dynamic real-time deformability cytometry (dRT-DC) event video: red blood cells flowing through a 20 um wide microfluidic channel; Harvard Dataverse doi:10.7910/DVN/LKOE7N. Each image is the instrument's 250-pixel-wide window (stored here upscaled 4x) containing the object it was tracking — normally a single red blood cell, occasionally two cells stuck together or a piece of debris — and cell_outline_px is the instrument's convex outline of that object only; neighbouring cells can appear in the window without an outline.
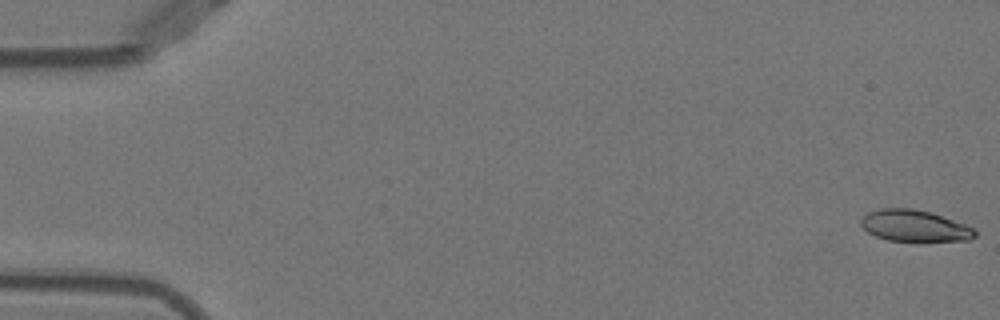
{"species": "Egyptian fruit bat (a non-hibernating species)", "species_latin": "Rousettus aegyptiacus", "temperature_condition": "warm", "stored_images_in_passage": 52, "camera_frame_rate_fps": 3000, "um_per_image_px": 0.085, "animal": {"sex": "female"}, "frame": {"image": 1, "passage_image": 1, "time_ms": 0.0, "image_size_px": [1000, 320], "cell_outline_px": [[976, 236], [968, 240], [888, 240], [876, 236], [868, 232], [860, 224], [860, 220], [868, 212], [880, 208], [912, 208], [932, 212], [976, 228]], "centroid_in_image_um": [77.74, 19.17], "position_along_channel_um": 7.3, "area_um2": 20.75}}
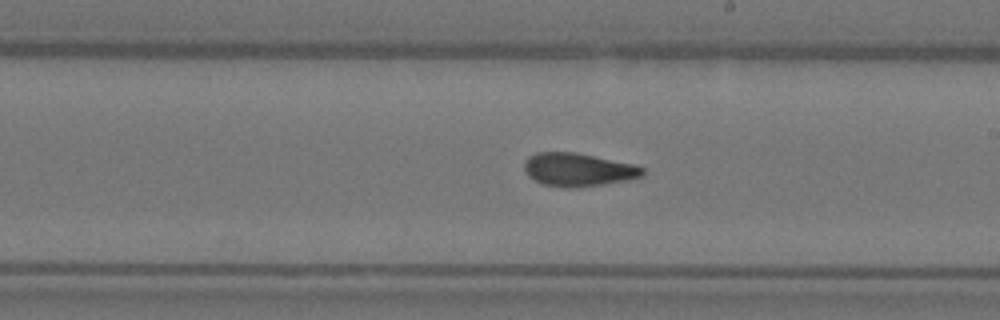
{"frame": {"image": 2, "passage_image": 30, "time_ms": 9.667, "image_size_px": [1000, 320], "cell_outline_px": [[644, 176], [624, 180], [576, 188], [564, 188], [544, 184], [528, 176], [524, 168], [524, 164], [528, 156], [536, 152], [576, 152], [632, 164], [644, 168]], "centroid_in_image_um": [49.11, 14.41], "position_along_channel_um": 239.9, "area_um2": 22.72}}
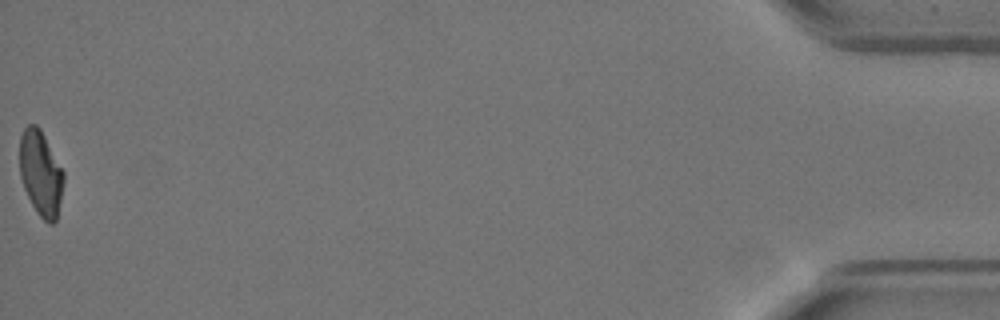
{"frame": {"image": 3, "passage_image": 52, "time_ms": 17.0, "image_size_px": [1000, 320], "cell_outline_px": [[64, 180], [56, 220], [52, 224], [48, 224], [36, 212], [24, 188], [20, 176], [20, 136], [24, 128], [28, 124], [36, 124], [40, 128], [64, 172]], "centroid_in_image_um": [3.46, 14.72], "position_along_channel_um": 431.7, "area_um2": 21.68}, "authors_computed_cell_mechanics": {"area_um2": 22.5998, "velocity_mm_per_s": 3.9533, "shape_relaxation_time_tau1_ms": null, "shape_relaxation_time_tau2_ms": 1.9239, "deformation_change_tau1": null, "deformation_change_tau2": 0.0912}}